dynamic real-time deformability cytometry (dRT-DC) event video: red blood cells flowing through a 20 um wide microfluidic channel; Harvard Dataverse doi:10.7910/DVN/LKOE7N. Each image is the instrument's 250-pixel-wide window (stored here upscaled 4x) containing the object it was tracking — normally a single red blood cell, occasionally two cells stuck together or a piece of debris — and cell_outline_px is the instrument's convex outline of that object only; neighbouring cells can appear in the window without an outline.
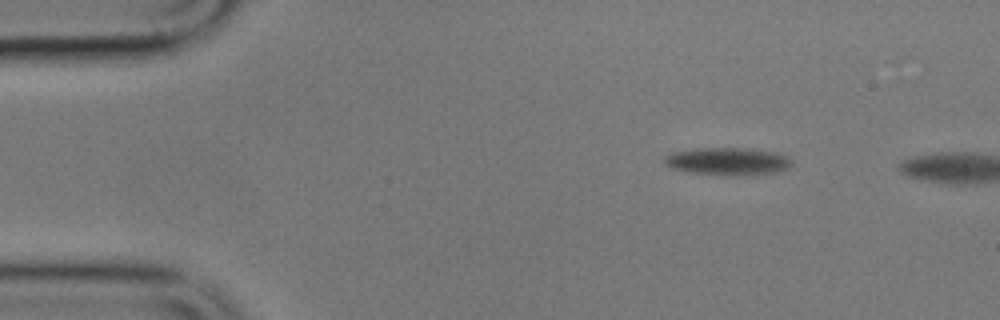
{"species": "common noctule bat (a hibernating species)", "species_latin": "Nyctalus noctula", "temperature_condition": "cold", "stored_images_in_passage": 4, "camera_frame_rate_fps": 3000, "um_per_image_px": 0.085, "animal": {"sex": "male", "body_mass_g": 17.9}, "frame": {"image": 1, "passage_image": 3, "time_ms": 2.333, "image_size_px": [1000, 320], "cell_outline_px": [[792, 164], [788, 168], [776, 172], [692, 172], [672, 168], [664, 164], [664, 156], [672, 152], [696, 148], [748, 148], [780, 152], [788, 156], [792, 160]], "centroid_in_image_um": [61.86, 13.63], "position_along_channel_um": 23.1, "area_um2": 19.42}}